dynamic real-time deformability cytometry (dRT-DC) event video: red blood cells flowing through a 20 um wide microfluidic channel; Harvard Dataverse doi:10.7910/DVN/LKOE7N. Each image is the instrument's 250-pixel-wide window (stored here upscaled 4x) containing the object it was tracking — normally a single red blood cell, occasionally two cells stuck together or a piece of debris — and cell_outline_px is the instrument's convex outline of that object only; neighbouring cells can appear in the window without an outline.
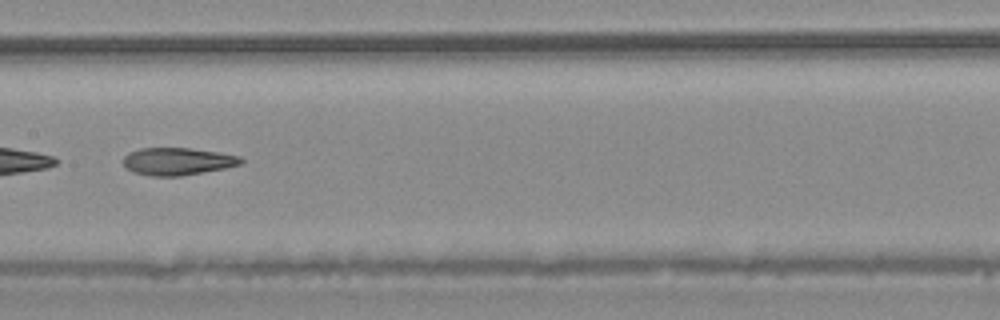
{"species": "common noctule bat (a hibernating species)", "species_latin": "Nyctalus noctula", "temperature_condition": "warm", "stored_images_in_passage": 33, "camera_frame_rate_fps": 3000, "um_per_image_px": 0.085, "animal": {"sex": "male", "body_mass_g": 20.4}, "frame": {"image": 1, "passage_image": 24, "time_ms": 7.667, "image_size_px": [1000, 320], "cell_outline_px": [[244, 164], [224, 168], [180, 176], [152, 176], [132, 172], [124, 164], [124, 156], [128, 152], [140, 148], [192, 148], [220, 152], [240, 156], [244, 160]], "centroid_in_image_um": [15.12, 13.71], "position_along_channel_um": 192.3, "area_um2": 18.9}}